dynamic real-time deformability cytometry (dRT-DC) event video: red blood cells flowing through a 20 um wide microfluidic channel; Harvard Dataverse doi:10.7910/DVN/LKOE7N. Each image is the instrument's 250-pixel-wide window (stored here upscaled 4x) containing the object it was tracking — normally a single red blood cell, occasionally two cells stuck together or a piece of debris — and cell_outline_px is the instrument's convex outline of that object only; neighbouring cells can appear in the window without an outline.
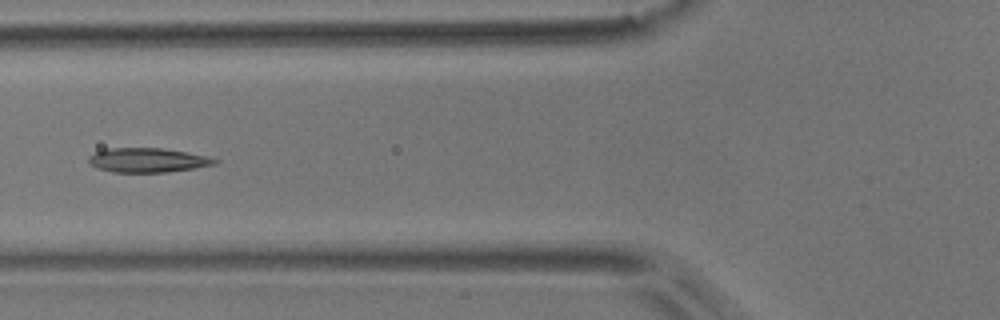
{"species": "common noctule bat (a hibernating species)", "species_latin": "Nyctalus noctula", "temperature_condition": "room temperature", "stored_images_in_passage": 5, "camera_frame_rate_fps": 3000, "um_per_image_px": 0.085, "animal": {"sex": "male", "body_mass_g": 17.9}, "frame": {"image": 1, "passage_image": 5, "time_ms": 1.333, "image_size_px": [1000, 320], "cell_outline_px": [[220, 160], [216, 164], [168, 172], [112, 172], [96, 168], [88, 164], [88, 156], [104, 148], [160, 148], [208, 156]], "centroid_in_image_um": [12.49, 13.61], "position_along_channel_um": 113.3, "area_um2": 17.92}}